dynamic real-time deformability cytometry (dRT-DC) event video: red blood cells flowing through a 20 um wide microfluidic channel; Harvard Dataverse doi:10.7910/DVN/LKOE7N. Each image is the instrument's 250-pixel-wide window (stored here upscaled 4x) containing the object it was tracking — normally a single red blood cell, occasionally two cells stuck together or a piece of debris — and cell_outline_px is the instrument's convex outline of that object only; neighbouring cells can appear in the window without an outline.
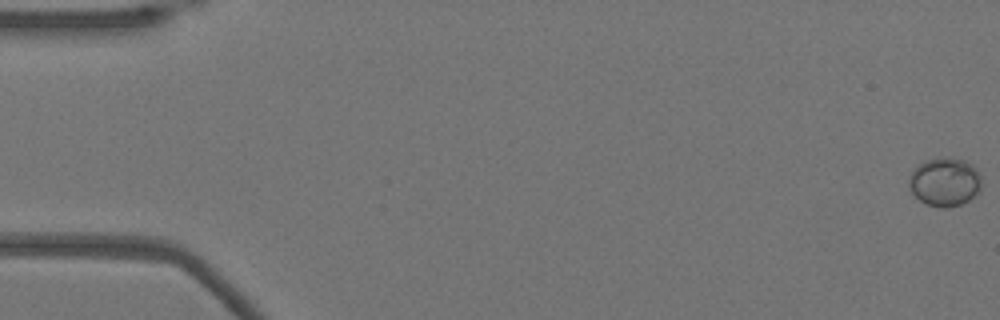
{"species": "Egyptian fruit bat (a non-hibernating species)", "species_latin": "Rousettus aegyptiacus", "temperature_condition": "warm", "stored_images_in_passage": 54, "camera_frame_rate_fps": 3000, "um_per_image_px": 0.085, "animal": {"sex": "female"}, "frame": {"image": 1, "passage_image": 1, "time_ms": 0.0, "image_size_px": [1000, 320], "cell_outline_px": [[980, 188], [968, 200], [960, 204], [948, 208], [940, 208], [928, 204], [920, 200], [908, 188], [908, 180], [912, 172], [920, 164], [928, 160], [940, 156], [964, 160], [972, 164], [976, 168], [980, 176]], "centroid_in_image_um": [80.29, 15.45], "position_along_channel_um": 4.7, "area_um2": 20.35}}
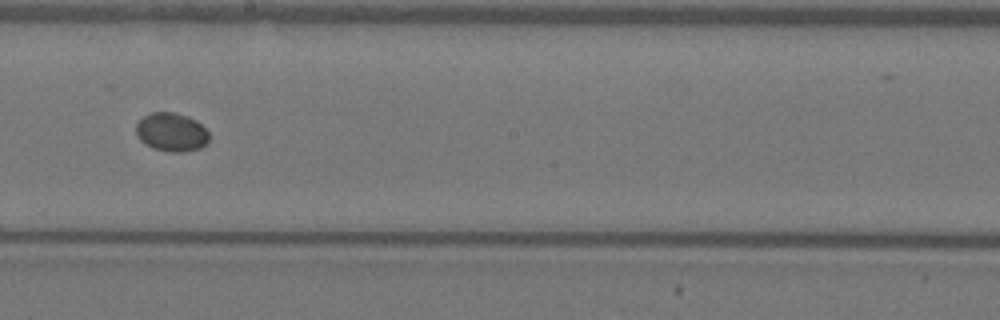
{"frame": {"image": 2, "passage_image": 31, "time_ms": 10.0, "image_size_px": [1000, 320], "cell_outline_px": [[208, 144], [200, 148], [184, 152], [172, 152], [152, 148], [144, 144], [136, 136], [136, 124], [144, 116], [152, 112], [176, 112], [188, 116], [196, 120], [208, 132]], "centroid_in_image_um": [14.57, 11.23], "position_along_channel_um": 233.6, "area_um2": 16.59}}
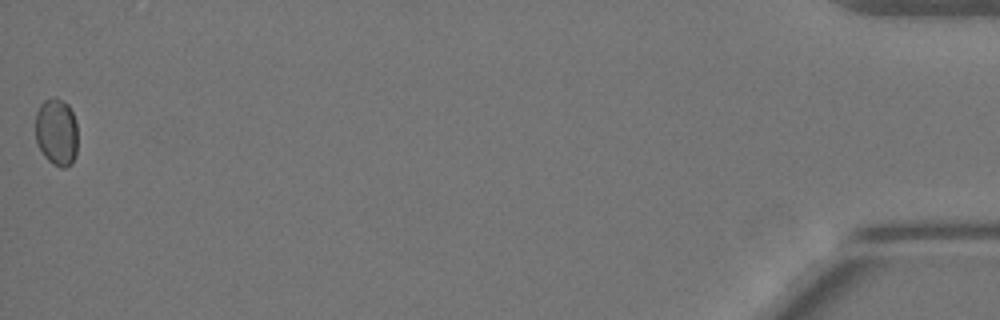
{"frame": {"image": 3, "passage_image": 54, "time_ms": 17.667, "image_size_px": [1000, 320], "cell_outline_px": [[76, 152], [72, 164], [64, 168], [60, 168], [52, 164], [44, 156], [36, 140], [36, 112], [40, 104], [44, 100], [56, 96], [64, 100], [68, 104], [76, 120]], "centroid_in_image_um": [4.8, 11.2], "position_along_channel_um": 430.4, "area_um2": 16.76}}